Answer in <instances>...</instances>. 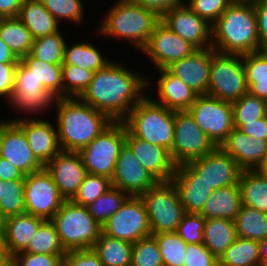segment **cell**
<instances>
[{
    "label": "cell",
    "mask_w": 267,
    "mask_h": 266,
    "mask_svg": "<svg viewBox=\"0 0 267 266\" xmlns=\"http://www.w3.org/2000/svg\"><path fill=\"white\" fill-rule=\"evenodd\" d=\"M237 237L263 240L267 237V214L242 205L234 219Z\"/></svg>",
    "instance_id": "cell-37"
},
{
    "label": "cell",
    "mask_w": 267,
    "mask_h": 266,
    "mask_svg": "<svg viewBox=\"0 0 267 266\" xmlns=\"http://www.w3.org/2000/svg\"><path fill=\"white\" fill-rule=\"evenodd\" d=\"M20 59L11 51L9 46H7L0 39V63L4 64H18Z\"/></svg>",
    "instance_id": "cell-60"
},
{
    "label": "cell",
    "mask_w": 267,
    "mask_h": 266,
    "mask_svg": "<svg viewBox=\"0 0 267 266\" xmlns=\"http://www.w3.org/2000/svg\"><path fill=\"white\" fill-rule=\"evenodd\" d=\"M161 21L196 49L212 47L210 42L212 26L196 14L188 5L182 3L174 6L161 17ZM206 44L208 46H205Z\"/></svg>",
    "instance_id": "cell-15"
},
{
    "label": "cell",
    "mask_w": 267,
    "mask_h": 266,
    "mask_svg": "<svg viewBox=\"0 0 267 266\" xmlns=\"http://www.w3.org/2000/svg\"><path fill=\"white\" fill-rule=\"evenodd\" d=\"M205 220L199 213H185L176 232L187 244L203 243Z\"/></svg>",
    "instance_id": "cell-49"
},
{
    "label": "cell",
    "mask_w": 267,
    "mask_h": 266,
    "mask_svg": "<svg viewBox=\"0 0 267 266\" xmlns=\"http://www.w3.org/2000/svg\"><path fill=\"white\" fill-rule=\"evenodd\" d=\"M248 92L242 55L222 54L212 48L207 94L233 103Z\"/></svg>",
    "instance_id": "cell-9"
},
{
    "label": "cell",
    "mask_w": 267,
    "mask_h": 266,
    "mask_svg": "<svg viewBox=\"0 0 267 266\" xmlns=\"http://www.w3.org/2000/svg\"><path fill=\"white\" fill-rule=\"evenodd\" d=\"M242 206L239 184L215 189L199 214L205 218L234 221Z\"/></svg>",
    "instance_id": "cell-28"
},
{
    "label": "cell",
    "mask_w": 267,
    "mask_h": 266,
    "mask_svg": "<svg viewBox=\"0 0 267 266\" xmlns=\"http://www.w3.org/2000/svg\"><path fill=\"white\" fill-rule=\"evenodd\" d=\"M57 98L39 83L35 76L20 61L17 64L14 75V86L11 96V104L24 111H40L51 101Z\"/></svg>",
    "instance_id": "cell-22"
},
{
    "label": "cell",
    "mask_w": 267,
    "mask_h": 266,
    "mask_svg": "<svg viewBox=\"0 0 267 266\" xmlns=\"http://www.w3.org/2000/svg\"><path fill=\"white\" fill-rule=\"evenodd\" d=\"M45 219L23 213L3 220L4 246L10 257L23 252Z\"/></svg>",
    "instance_id": "cell-26"
},
{
    "label": "cell",
    "mask_w": 267,
    "mask_h": 266,
    "mask_svg": "<svg viewBox=\"0 0 267 266\" xmlns=\"http://www.w3.org/2000/svg\"><path fill=\"white\" fill-rule=\"evenodd\" d=\"M0 39L20 59L30 54L34 38L18 17L0 18Z\"/></svg>",
    "instance_id": "cell-33"
},
{
    "label": "cell",
    "mask_w": 267,
    "mask_h": 266,
    "mask_svg": "<svg viewBox=\"0 0 267 266\" xmlns=\"http://www.w3.org/2000/svg\"><path fill=\"white\" fill-rule=\"evenodd\" d=\"M220 147L242 170H257L267 157V140L252 138L237 128L229 133Z\"/></svg>",
    "instance_id": "cell-24"
},
{
    "label": "cell",
    "mask_w": 267,
    "mask_h": 266,
    "mask_svg": "<svg viewBox=\"0 0 267 266\" xmlns=\"http://www.w3.org/2000/svg\"><path fill=\"white\" fill-rule=\"evenodd\" d=\"M43 6L58 21L59 19H71L81 22L83 19V4L81 0H40Z\"/></svg>",
    "instance_id": "cell-48"
},
{
    "label": "cell",
    "mask_w": 267,
    "mask_h": 266,
    "mask_svg": "<svg viewBox=\"0 0 267 266\" xmlns=\"http://www.w3.org/2000/svg\"><path fill=\"white\" fill-rule=\"evenodd\" d=\"M234 125H244L256 122L267 115V101L245 93L240 99L232 103Z\"/></svg>",
    "instance_id": "cell-43"
},
{
    "label": "cell",
    "mask_w": 267,
    "mask_h": 266,
    "mask_svg": "<svg viewBox=\"0 0 267 266\" xmlns=\"http://www.w3.org/2000/svg\"><path fill=\"white\" fill-rule=\"evenodd\" d=\"M56 100V125L62 151L79 152L113 122L81 98L63 97Z\"/></svg>",
    "instance_id": "cell-3"
},
{
    "label": "cell",
    "mask_w": 267,
    "mask_h": 266,
    "mask_svg": "<svg viewBox=\"0 0 267 266\" xmlns=\"http://www.w3.org/2000/svg\"><path fill=\"white\" fill-rule=\"evenodd\" d=\"M171 181L186 213H199L214 191L188 163L176 166Z\"/></svg>",
    "instance_id": "cell-21"
},
{
    "label": "cell",
    "mask_w": 267,
    "mask_h": 266,
    "mask_svg": "<svg viewBox=\"0 0 267 266\" xmlns=\"http://www.w3.org/2000/svg\"><path fill=\"white\" fill-rule=\"evenodd\" d=\"M238 183L242 205L267 214V179L258 170H242Z\"/></svg>",
    "instance_id": "cell-31"
},
{
    "label": "cell",
    "mask_w": 267,
    "mask_h": 266,
    "mask_svg": "<svg viewBox=\"0 0 267 266\" xmlns=\"http://www.w3.org/2000/svg\"><path fill=\"white\" fill-rule=\"evenodd\" d=\"M140 197L146 205L152 235L177 231L186 212L172 181L158 182Z\"/></svg>",
    "instance_id": "cell-8"
},
{
    "label": "cell",
    "mask_w": 267,
    "mask_h": 266,
    "mask_svg": "<svg viewBox=\"0 0 267 266\" xmlns=\"http://www.w3.org/2000/svg\"><path fill=\"white\" fill-rule=\"evenodd\" d=\"M64 256L20 252L11 257V266H62Z\"/></svg>",
    "instance_id": "cell-52"
},
{
    "label": "cell",
    "mask_w": 267,
    "mask_h": 266,
    "mask_svg": "<svg viewBox=\"0 0 267 266\" xmlns=\"http://www.w3.org/2000/svg\"><path fill=\"white\" fill-rule=\"evenodd\" d=\"M215 148L188 110L175 111L173 146L169 152L176 166L202 158Z\"/></svg>",
    "instance_id": "cell-11"
},
{
    "label": "cell",
    "mask_w": 267,
    "mask_h": 266,
    "mask_svg": "<svg viewBox=\"0 0 267 266\" xmlns=\"http://www.w3.org/2000/svg\"><path fill=\"white\" fill-rule=\"evenodd\" d=\"M0 266H11V257L6 249H0Z\"/></svg>",
    "instance_id": "cell-62"
},
{
    "label": "cell",
    "mask_w": 267,
    "mask_h": 266,
    "mask_svg": "<svg viewBox=\"0 0 267 266\" xmlns=\"http://www.w3.org/2000/svg\"><path fill=\"white\" fill-rule=\"evenodd\" d=\"M111 187V179L87 173L79 187L78 193L72 201L78 205L87 207Z\"/></svg>",
    "instance_id": "cell-47"
},
{
    "label": "cell",
    "mask_w": 267,
    "mask_h": 266,
    "mask_svg": "<svg viewBox=\"0 0 267 266\" xmlns=\"http://www.w3.org/2000/svg\"><path fill=\"white\" fill-rule=\"evenodd\" d=\"M147 84L143 77L111 62L94 72L88 89L80 98L112 121H123L145 97L141 92Z\"/></svg>",
    "instance_id": "cell-1"
},
{
    "label": "cell",
    "mask_w": 267,
    "mask_h": 266,
    "mask_svg": "<svg viewBox=\"0 0 267 266\" xmlns=\"http://www.w3.org/2000/svg\"><path fill=\"white\" fill-rule=\"evenodd\" d=\"M23 0H0V18L17 17Z\"/></svg>",
    "instance_id": "cell-59"
},
{
    "label": "cell",
    "mask_w": 267,
    "mask_h": 266,
    "mask_svg": "<svg viewBox=\"0 0 267 266\" xmlns=\"http://www.w3.org/2000/svg\"><path fill=\"white\" fill-rule=\"evenodd\" d=\"M142 50L154 62L156 68L162 69L191 55L197 49L160 20Z\"/></svg>",
    "instance_id": "cell-14"
},
{
    "label": "cell",
    "mask_w": 267,
    "mask_h": 266,
    "mask_svg": "<svg viewBox=\"0 0 267 266\" xmlns=\"http://www.w3.org/2000/svg\"><path fill=\"white\" fill-rule=\"evenodd\" d=\"M20 62L52 95L63 98L62 65L45 63L30 54L20 58Z\"/></svg>",
    "instance_id": "cell-35"
},
{
    "label": "cell",
    "mask_w": 267,
    "mask_h": 266,
    "mask_svg": "<svg viewBox=\"0 0 267 266\" xmlns=\"http://www.w3.org/2000/svg\"><path fill=\"white\" fill-rule=\"evenodd\" d=\"M93 75L94 71L83 70L79 66H62L63 97L80 98L88 89Z\"/></svg>",
    "instance_id": "cell-45"
},
{
    "label": "cell",
    "mask_w": 267,
    "mask_h": 266,
    "mask_svg": "<svg viewBox=\"0 0 267 266\" xmlns=\"http://www.w3.org/2000/svg\"><path fill=\"white\" fill-rule=\"evenodd\" d=\"M159 181L138 161L131 149L125 144L115 166L111 184L130 196H141Z\"/></svg>",
    "instance_id": "cell-17"
},
{
    "label": "cell",
    "mask_w": 267,
    "mask_h": 266,
    "mask_svg": "<svg viewBox=\"0 0 267 266\" xmlns=\"http://www.w3.org/2000/svg\"><path fill=\"white\" fill-rule=\"evenodd\" d=\"M116 187H111L87 206L90 216L102 227L109 218L117 212L130 197Z\"/></svg>",
    "instance_id": "cell-40"
},
{
    "label": "cell",
    "mask_w": 267,
    "mask_h": 266,
    "mask_svg": "<svg viewBox=\"0 0 267 266\" xmlns=\"http://www.w3.org/2000/svg\"><path fill=\"white\" fill-rule=\"evenodd\" d=\"M25 174L8 160L0 157V179L11 181L13 179H25Z\"/></svg>",
    "instance_id": "cell-58"
},
{
    "label": "cell",
    "mask_w": 267,
    "mask_h": 266,
    "mask_svg": "<svg viewBox=\"0 0 267 266\" xmlns=\"http://www.w3.org/2000/svg\"><path fill=\"white\" fill-rule=\"evenodd\" d=\"M160 20L155 12L133 0H120L110 9L99 30L105 35L130 40L142 50Z\"/></svg>",
    "instance_id": "cell-4"
},
{
    "label": "cell",
    "mask_w": 267,
    "mask_h": 266,
    "mask_svg": "<svg viewBox=\"0 0 267 266\" xmlns=\"http://www.w3.org/2000/svg\"><path fill=\"white\" fill-rule=\"evenodd\" d=\"M51 221L66 252L92 248L102 232L87 207L72 200H65Z\"/></svg>",
    "instance_id": "cell-6"
},
{
    "label": "cell",
    "mask_w": 267,
    "mask_h": 266,
    "mask_svg": "<svg viewBox=\"0 0 267 266\" xmlns=\"http://www.w3.org/2000/svg\"><path fill=\"white\" fill-rule=\"evenodd\" d=\"M34 40L58 32V22L40 0H23L17 16Z\"/></svg>",
    "instance_id": "cell-29"
},
{
    "label": "cell",
    "mask_w": 267,
    "mask_h": 266,
    "mask_svg": "<svg viewBox=\"0 0 267 266\" xmlns=\"http://www.w3.org/2000/svg\"><path fill=\"white\" fill-rule=\"evenodd\" d=\"M17 64L0 63V97L6 95L11 100L14 75Z\"/></svg>",
    "instance_id": "cell-54"
},
{
    "label": "cell",
    "mask_w": 267,
    "mask_h": 266,
    "mask_svg": "<svg viewBox=\"0 0 267 266\" xmlns=\"http://www.w3.org/2000/svg\"><path fill=\"white\" fill-rule=\"evenodd\" d=\"M0 157L11 162L25 175L44 169L31 151L23 130L14 120L0 123Z\"/></svg>",
    "instance_id": "cell-16"
},
{
    "label": "cell",
    "mask_w": 267,
    "mask_h": 266,
    "mask_svg": "<svg viewBox=\"0 0 267 266\" xmlns=\"http://www.w3.org/2000/svg\"><path fill=\"white\" fill-rule=\"evenodd\" d=\"M65 200H72L78 193L87 171L79 152L61 151L45 166Z\"/></svg>",
    "instance_id": "cell-18"
},
{
    "label": "cell",
    "mask_w": 267,
    "mask_h": 266,
    "mask_svg": "<svg viewBox=\"0 0 267 266\" xmlns=\"http://www.w3.org/2000/svg\"><path fill=\"white\" fill-rule=\"evenodd\" d=\"M125 144L137 157L139 163L159 182L171 181L176 165L169 150L134 137L126 128Z\"/></svg>",
    "instance_id": "cell-20"
},
{
    "label": "cell",
    "mask_w": 267,
    "mask_h": 266,
    "mask_svg": "<svg viewBox=\"0 0 267 266\" xmlns=\"http://www.w3.org/2000/svg\"><path fill=\"white\" fill-rule=\"evenodd\" d=\"M31 254L65 255L56 226L51 220H45L23 251Z\"/></svg>",
    "instance_id": "cell-38"
},
{
    "label": "cell",
    "mask_w": 267,
    "mask_h": 266,
    "mask_svg": "<svg viewBox=\"0 0 267 266\" xmlns=\"http://www.w3.org/2000/svg\"><path fill=\"white\" fill-rule=\"evenodd\" d=\"M236 238L237 234L234 221L215 218L205 220L203 244L218 259Z\"/></svg>",
    "instance_id": "cell-30"
},
{
    "label": "cell",
    "mask_w": 267,
    "mask_h": 266,
    "mask_svg": "<svg viewBox=\"0 0 267 266\" xmlns=\"http://www.w3.org/2000/svg\"><path fill=\"white\" fill-rule=\"evenodd\" d=\"M188 111L216 147H220L234 129L233 106L230 102L202 94L198 95Z\"/></svg>",
    "instance_id": "cell-10"
},
{
    "label": "cell",
    "mask_w": 267,
    "mask_h": 266,
    "mask_svg": "<svg viewBox=\"0 0 267 266\" xmlns=\"http://www.w3.org/2000/svg\"><path fill=\"white\" fill-rule=\"evenodd\" d=\"M103 266H131L133 244L101 232L92 247Z\"/></svg>",
    "instance_id": "cell-34"
},
{
    "label": "cell",
    "mask_w": 267,
    "mask_h": 266,
    "mask_svg": "<svg viewBox=\"0 0 267 266\" xmlns=\"http://www.w3.org/2000/svg\"><path fill=\"white\" fill-rule=\"evenodd\" d=\"M65 44L62 34L58 31L35 39L30 55L45 63L62 65L64 63Z\"/></svg>",
    "instance_id": "cell-41"
},
{
    "label": "cell",
    "mask_w": 267,
    "mask_h": 266,
    "mask_svg": "<svg viewBox=\"0 0 267 266\" xmlns=\"http://www.w3.org/2000/svg\"><path fill=\"white\" fill-rule=\"evenodd\" d=\"M108 63L101 56L100 52L90 43H79L72 47L65 44L64 63L62 66H79L83 70H92L96 72L104 68Z\"/></svg>",
    "instance_id": "cell-39"
},
{
    "label": "cell",
    "mask_w": 267,
    "mask_h": 266,
    "mask_svg": "<svg viewBox=\"0 0 267 266\" xmlns=\"http://www.w3.org/2000/svg\"><path fill=\"white\" fill-rule=\"evenodd\" d=\"M102 232L132 244L152 235L143 199L140 196H130L102 226Z\"/></svg>",
    "instance_id": "cell-12"
},
{
    "label": "cell",
    "mask_w": 267,
    "mask_h": 266,
    "mask_svg": "<svg viewBox=\"0 0 267 266\" xmlns=\"http://www.w3.org/2000/svg\"><path fill=\"white\" fill-rule=\"evenodd\" d=\"M212 47L197 49L191 55L173 62L167 69L199 95L207 94Z\"/></svg>",
    "instance_id": "cell-23"
},
{
    "label": "cell",
    "mask_w": 267,
    "mask_h": 266,
    "mask_svg": "<svg viewBox=\"0 0 267 266\" xmlns=\"http://www.w3.org/2000/svg\"><path fill=\"white\" fill-rule=\"evenodd\" d=\"M242 133L251 136L255 139L267 140V115L260 118L256 122L244 124V125H234Z\"/></svg>",
    "instance_id": "cell-56"
},
{
    "label": "cell",
    "mask_w": 267,
    "mask_h": 266,
    "mask_svg": "<svg viewBox=\"0 0 267 266\" xmlns=\"http://www.w3.org/2000/svg\"><path fill=\"white\" fill-rule=\"evenodd\" d=\"M0 249H6L4 246V224L2 220H0Z\"/></svg>",
    "instance_id": "cell-63"
},
{
    "label": "cell",
    "mask_w": 267,
    "mask_h": 266,
    "mask_svg": "<svg viewBox=\"0 0 267 266\" xmlns=\"http://www.w3.org/2000/svg\"><path fill=\"white\" fill-rule=\"evenodd\" d=\"M135 3L155 12L162 17L168 10L174 6L182 4V0H133Z\"/></svg>",
    "instance_id": "cell-57"
},
{
    "label": "cell",
    "mask_w": 267,
    "mask_h": 266,
    "mask_svg": "<svg viewBox=\"0 0 267 266\" xmlns=\"http://www.w3.org/2000/svg\"><path fill=\"white\" fill-rule=\"evenodd\" d=\"M218 260L219 266H260L259 243L237 237Z\"/></svg>",
    "instance_id": "cell-36"
},
{
    "label": "cell",
    "mask_w": 267,
    "mask_h": 266,
    "mask_svg": "<svg viewBox=\"0 0 267 266\" xmlns=\"http://www.w3.org/2000/svg\"><path fill=\"white\" fill-rule=\"evenodd\" d=\"M64 201L45 168L25 176V213L51 220Z\"/></svg>",
    "instance_id": "cell-13"
},
{
    "label": "cell",
    "mask_w": 267,
    "mask_h": 266,
    "mask_svg": "<svg viewBox=\"0 0 267 266\" xmlns=\"http://www.w3.org/2000/svg\"><path fill=\"white\" fill-rule=\"evenodd\" d=\"M233 0H189L187 4L211 26L226 11Z\"/></svg>",
    "instance_id": "cell-50"
},
{
    "label": "cell",
    "mask_w": 267,
    "mask_h": 266,
    "mask_svg": "<svg viewBox=\"0 0 267 266\" xmlns=\"http://www.w3.org/2000/svg\"><path fill=\"white\" fill-rule=\"evenodd\" d=\"M184 266H219V260L203 243L187 244Z\"/></svg>",
    "instance_id": "cell-51"
},
{
    "label": "cell",
    "mask_w": 267,
    "mask_h": 266,
    "mask_svg": "<svg viewBox=\"0 0 267 266\" xmlns=\"http://www.w3.org/2000/svg\"><path fill=\"white\" fill-rule=\"evenodd\" d=\"M175 111L144 97L123 120L127 130L137 138L171 150L174 139Z\"/></svg>",
    "instance_id": "cell-5"
},
{
    "label": "cell",
    "mask_w": 267,
    "mask_h": 266,
    "mask_svg": "<svg viewBox=\"0 0 267 266\" xmlns=\"http://www.w3.org/2000/svg\"><path fill=\"white\" fill-rule=\"evenodd\" d=\"M257 170L267 179V157Z\"/></svg>",
    "instance_id": "cell-64"
},
{
    "label": "cell",
    "mask_w": 267,
    "mask_h": 266,
    "mask_svg": "<svg viewBox=\"0 0 267 266\" xmlns=\"http://www.w3.org/2000/svg\"><path fill=\"white\" fill-rule=\"evenodd\" d=\"M212 37V48L222 54L244 55L262 50L254 3L233 0L212 25Z\"/></svg>",
    "instance_id": "cell-2"
},
{
    "label": "cell",
    "mask_w": 267,
    "mask_h": 266,
    "mask_svg": "<svg viewBox=\"0 0 267 266\" xmlns=\"http://www.w3.org/2000/svg\"><path fill=\"white\" fill-rule=\"evenodd\" d=\"M260 265L267 264V237L258 241Z\"/></svg>",
    "instance_id": "cell-61"
},
{
    "label": "cell",
    "mask_w": 267,
    "mask_h": 266,
    "mask_svg": "<svg viewBox=\"0 0 267 266\" xmlns=\"http://www.w3.org/2000/svg\"><path fill=\"white\" fill-rule=\"evenodd\" d=\"M257 16L258 34L263 49H267V0L253 1Z\"/></svg>",
    "instance_id": "cell-55"
},
{
    "label": "cell",
    "mask_w": 267,
    "mask_h": 266,
    "mask_svg": "<svg viewBox=\"0 0 267 266\" xmlns=\"http://www.w3.org/2000/svg\"><path fill=\"white\" fill-rule=\"evenodd\" d=\"M3 187H4V181H2L0 179V201H1V198H2Z\"/></svg>",
    "instance_id": "cell-65"
},
{
    "label": "cell",
    "mask_w": 267,
    "mask_h": 266,
    "mask_svg": "<svg viewBox=\"0 0 267 266\" xmlns=\"http://www.w3.org/2000/svg\"><path fill=\"white\" fill-rule=\"evenodd\" d=\"M131 266H164L160 249L153 235L133 243Z\"/></svg>",
    "instance_id": "cell-46"
},
{
    "label": "cell",
    "mask_w": 267,
    "mask_h": 266,
    "mask_svg": "<svg viewBox=\"0 0 267 266\" xmlns=\"http://www.w3.org/2000/svg\"><path fill=\"white\" fill-rule=\"evenodd\" d=\"M248 92L267 101V49L242 55Z\"/></svg>",
    "instance_id": "cell-32"
},
{
    "label": "cell",
    "mask_w": 267,
    "mask_h": 266,
    "mask_svg": "<svg viewBox=\"0 0 267 266\" xmlns=\"http://www.w3.org/2000/svg\"><path fill=\"white\" fill-rule=\"evenodd\" d=\"M214 190L239 184L242 169L221 147L188 163Z\"/></svg>",
    "instance_id": "cell-19"
},
{
    "label": "cell",
    "mask_w": 267,
    "mask_h": 266,
    "mask_svg": "<svg viewBox=\"0 0 267 266\" xmlns=\"http://www.w3.org/2000/svg\"><path fill=\"white\" fill-rule=\"evenodd\" d=\"M164 266H184L187 243L177 232L153 234Z\"/></svg>",
    "instance_id": "cell-44"
},
{
    "label": "cell",
    "mask_w": 267,
    "mask_h": 266,
    "mask_svg": "<svg viewBox=\"0 0 267 266\" xmlns=\"http://www.w3.org/2000/svg\"><path fill=\"white\" fill-rule=\"evenodd\" d=\"M25 213V179L4 181L0 220Z\"/></svg>",
    "instance_id": "cell-42"
},
{
    "label": "cell",
    "mask_w": 267,
    "mask_h": 266,
    "mask_svg": "<svg viewBox=\"0 0 267 266\" xmlns=\"http://www.w3.org/2000/svg\"><path fill=\"white\" fill-rule=\"evenodd\" d=\"M158 71L162 73L158 78V94L161 101L155 100V102L173 111L188 110L199 94L167 68L158 69Z\"/></svg>",
    "instance_id": "cell-27"
},
{
    "label": "cell",
    "mask_w": 267,
    "mask_h": 266,
    "mask_svg": "<svg viewBox=\"0 0 267 266\" xmlns=\"http://www.w3.org/2000/svg\"><path fill=\"white\" fill-rule=\"evenodd\" d=\"M125 140L124 122L113 121L91 143L79 151L87 173L112 179Z\"/></svg>",
    "instance_id": "cell-7"
},
{
    "label": "cell",
    "mask_w": 267,
    "mask_h": 266,
    "mask_svg": "<svg viewBox=\"0 0 267 266\" xmlns=\"http://www.w3.org/2000/svg\"><path fill=\"white\" fill-rule=\"evenodd\" d=\"M62 266H103L93 248L68 251L62 259Z\"/></svg>",
    "instance_id": "cell-53"
},
{
    "label": "cell",
    "mask_w": 267,
    "mask_h": 266,
    "mask_svg": "<svg viewBox=\"0 0 267 266\" xmlns=\"http://www.w3.org/2000/svg\"><path fill=\"white\" fill-rule=\"evenodd\" d=\"M14 122L23 130L31 151L43 166L62 151L58 131L49 122L22 118Z\"/></svg>",
    "instance_id": "cell-25"
}]
</instances>
